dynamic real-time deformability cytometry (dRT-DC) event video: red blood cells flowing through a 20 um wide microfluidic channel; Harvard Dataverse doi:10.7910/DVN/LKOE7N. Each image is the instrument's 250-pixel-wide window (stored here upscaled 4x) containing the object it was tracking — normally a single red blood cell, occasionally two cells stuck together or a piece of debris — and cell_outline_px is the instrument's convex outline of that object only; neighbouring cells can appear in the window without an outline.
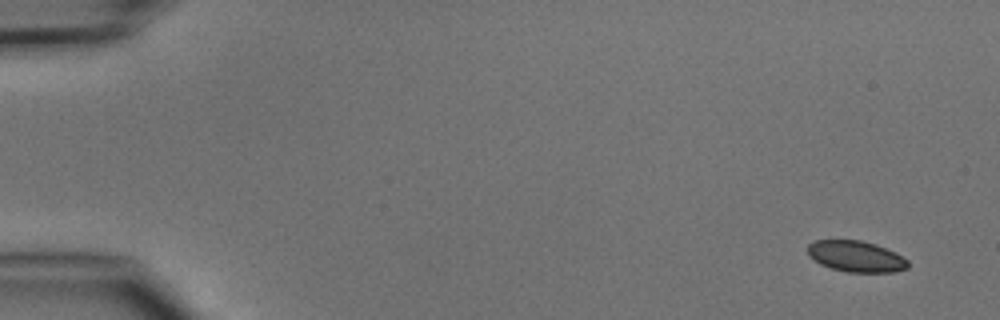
{"species": "common noctule bat (a hibernating species)", "species_latin": "Nyctalus noctula", "temperature_condition": "cold", "stored_images_in_passage": 4, "camera_frame_rate_fps": 3000, "um_per_image_px": 0.085, "animal": {"sex": "male", "body_mass_g": 15.6}, "frame": {"image": 1, "passage_image": 1, "time_ms": 0.0, "image_size_px": [1000, 320], "cell_outline_px": [[908, 268], [896, 272], [848, 272], [832, 268], [820, 264], [808, 256], [808, 244], [816, 240], [860, 240], [876, 244], [908, 260]], "centroid_in_image_um": [72.73, 21.8], "position_along_channel_um": 12.3, "area_um2": 18.03}}